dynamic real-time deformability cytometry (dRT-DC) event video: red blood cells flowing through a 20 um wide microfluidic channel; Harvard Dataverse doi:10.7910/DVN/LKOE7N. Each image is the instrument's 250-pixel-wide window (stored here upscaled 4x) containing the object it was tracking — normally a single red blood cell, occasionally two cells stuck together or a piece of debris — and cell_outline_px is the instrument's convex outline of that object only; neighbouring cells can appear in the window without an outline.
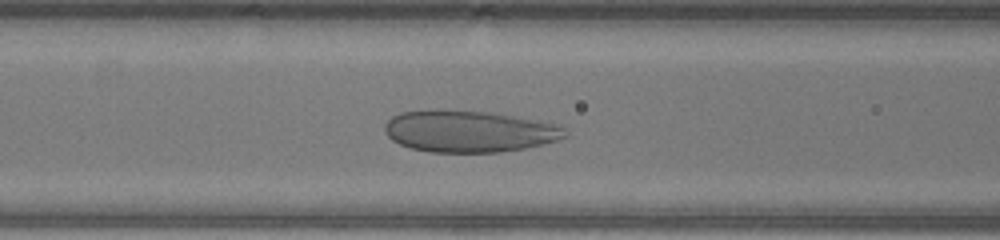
{"species": "human", "species_latin": "Homo sapiens", "temperature_condition": "warm", "stored_images_in_passage": 35, "camera_frame_rate_fps": 3000, "um_per_image_px": 0.085, "donor": {"sex": "male"}, "frame": {"image": 1, "passage_image": 13, "time_ms": 4.0, "image_size_px": [1000, 240], "cell_outline_px": [[568, 136], [556, 140], [524, 148], [500, 152], [428, 152], [412, 148], [400, 144], [392, 140], [384, 132], [384, 124], [392, 116], [400, 112], [436, 108], [492, 112], [560, 124], [568, 132]], "centroid_in_image_um": [39.85, 11.13], "position_along_channel_um": 126.8, "area_um2": 44.39}}
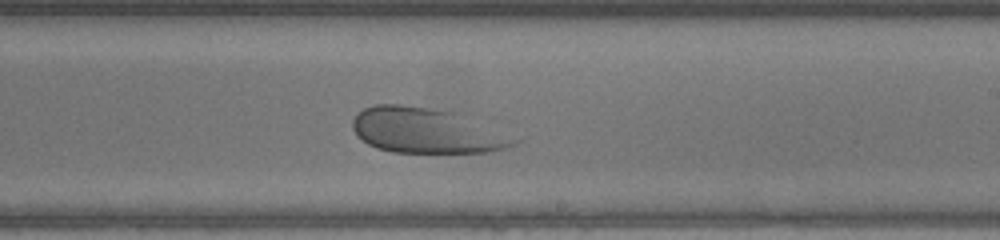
{"frame": {"image": 2, "passage_image": 22, "time_ms": 7.0, "image_size_px": [1000, 240], "cell_outline_px": [[520, 140], [516, 144], [504, 148], [488, 152], [392, 152], [376, 148], [368, 144], [356, 136], [352, 128], [352, 120], [356, 112], [372, 104], [400, 104], [464, 112]], "centroid_in_image_um": [36.24, 11.07], "position_along_channel_um": 252.8, "area_um2": 43.47}}
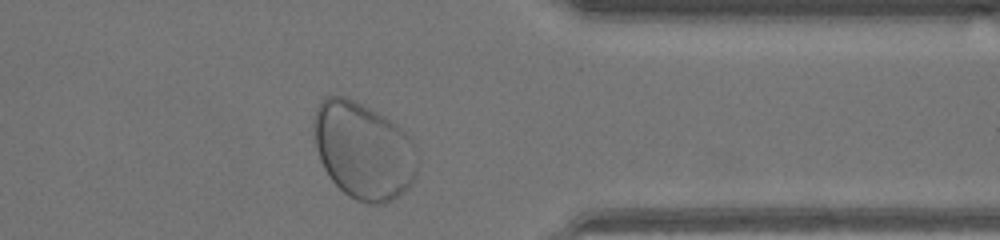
{"frame": {"image": 3, "passage_image": 32, "time_ms": 10.333, "image_size_px": [1000, 240], "cell_outline_px": [[420, 164], [416, 176], [412, 184], [404, 192], [392, 200], [384, 204], [368, 204], [356, 200], [348, 196], [332, 180], [324, 168], [320, 160], [316, 148], [312, 124], [312, 116], [316, 108], [324, 96], [344, 96], [356, 100], [384, 116], [396, 124], [412, 136], [420, 152]], "centroid_in_image_um": [30.94, 12.79], "position_along_channel_um": 380.5, "area_um2": 60.0}}